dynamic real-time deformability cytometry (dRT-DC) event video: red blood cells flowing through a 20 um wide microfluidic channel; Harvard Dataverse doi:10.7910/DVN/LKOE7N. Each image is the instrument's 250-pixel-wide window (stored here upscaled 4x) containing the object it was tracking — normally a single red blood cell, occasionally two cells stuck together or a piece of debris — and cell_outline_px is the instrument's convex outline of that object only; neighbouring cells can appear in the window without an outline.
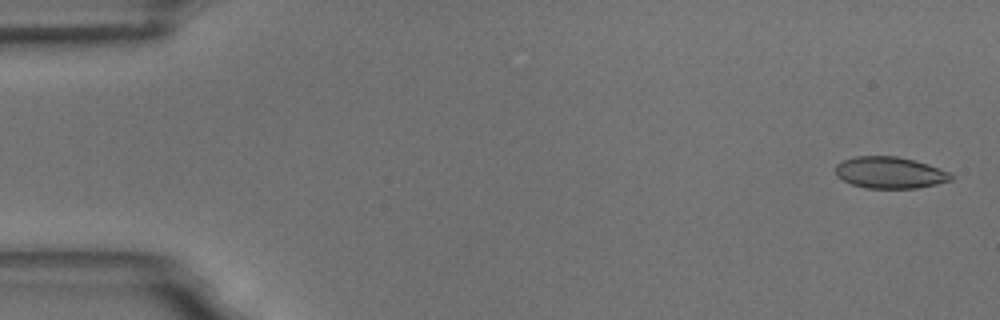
{"species": "common noctule bat (a hibernating species)", "species_latin": "Nyctalus noctula", "temperature_condition": "room temperature", "stored_images_in_passage": 57, "camera_frame_rate_fps": 3000, "um_per_image_px": 0.085, "animal": {"sex": "male", "body_mass_g": 18.8}, "frame": {"image": 1, "passage_image": 2, "time_ms": 0.333, "image_size_px": [1000, 320], "cell_outline_px": [[952, 180], [936, 184], [916, 188], [864, 188], [852, 184], [836, 176], [836, 164], [844, 160], [856, 156], [896, 156], [928, 164], [948, 172], [952, 176]], "centroid_in_image_um": [75.61, 14.67], "position_along_channel_um": 9.4, "area_um2": 21.04}}
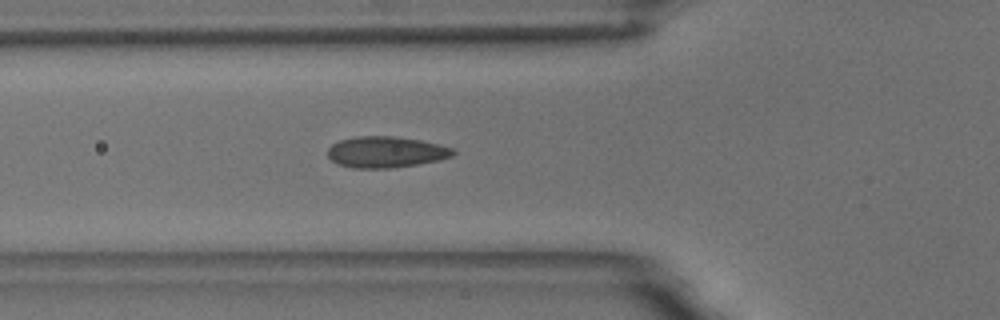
{"frame": {"image": 2, "passage_image": 20, "time_ms": 6.333, "image_size_px": [1000, 320], "cell_outline_px": [[456, 152], [452, 156], [440, 160], [392, 168], [352, 168], [340, 164], [332, 160], [328, 156], [328, 148], [332, 144], [340, 140], [360, 136], [392, 136], [420, 140], [452, 148]], "centroid_in_image_um": [32.8, 12.92], "position_along_channel_um": 93.0, "area_um2": 22.54}}
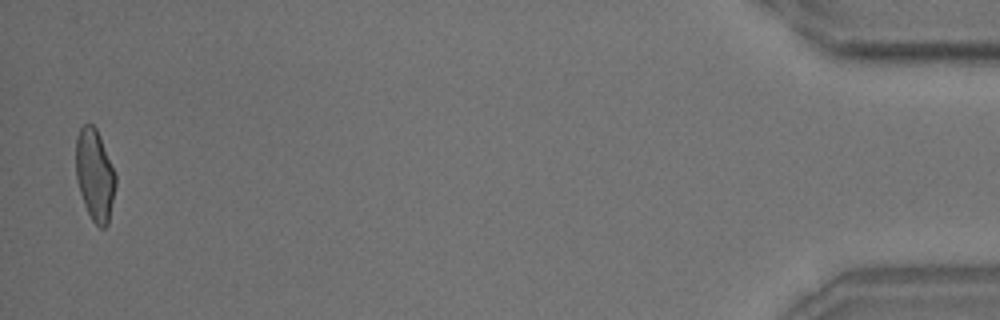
{"frame": {"image": 3, "passage_image": 55, "time_ms": 18.0, "image_size_px": [1000, 320], "cell_outline_px": [[116, 184], [108, 224], [104, 228], [100, 228], [92, 220], [84, 204], [76, 180], [76, 136], [80, 128], [84, 124], [92, 124], [96, 128], [100, 136], [116, 172]], "centroid_in_image_um": [8.06, 14.86], "position_along_channel_um": 427.1, "area_um2": 21.33}}